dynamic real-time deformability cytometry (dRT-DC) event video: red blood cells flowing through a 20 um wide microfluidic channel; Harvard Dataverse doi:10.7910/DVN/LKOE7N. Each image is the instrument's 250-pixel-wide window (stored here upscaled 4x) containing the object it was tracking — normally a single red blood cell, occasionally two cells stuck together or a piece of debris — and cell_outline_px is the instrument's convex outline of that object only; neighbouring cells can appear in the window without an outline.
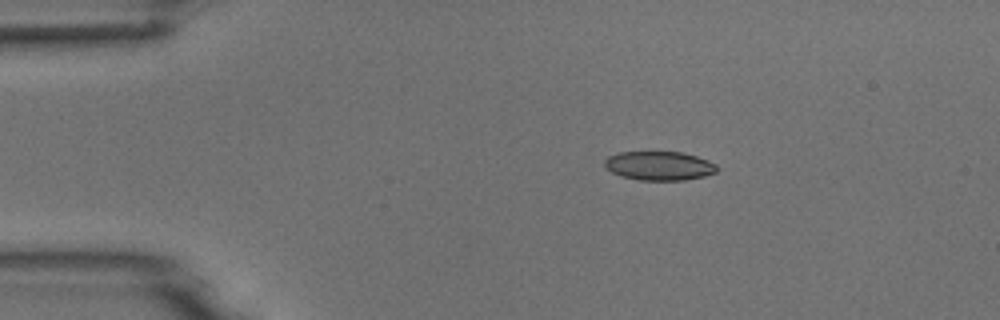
{"species": "common noctule bat (a hibernating species)", "species_latin": "Nyctalus noctula", "temperature_condition": "room temperature", "stored_images_in_passage": 9, "camera_frame_rate_fps": 3000, "um_per_image_px": 0.085, "animal": {"sex": "male", "body_mass_g": 18.8}, "frame": {"image": 1, "passage_image": 2, "time_ms": 0.333, "image_size_px": [1000, 320], "cell_outline_px": [[720, 168], [716, 172], [704, 176], [684, 180], [640, 180], [620, 176], [612, 172], [604, 164], [604, 160], [608, 156], [620, 152], [684, 152], [708, 160], [716, 164]], "centroid_in_image_um": [56.06, 14.09], "position_along_channel_um": 28.9, "area_um2": 19.02}}
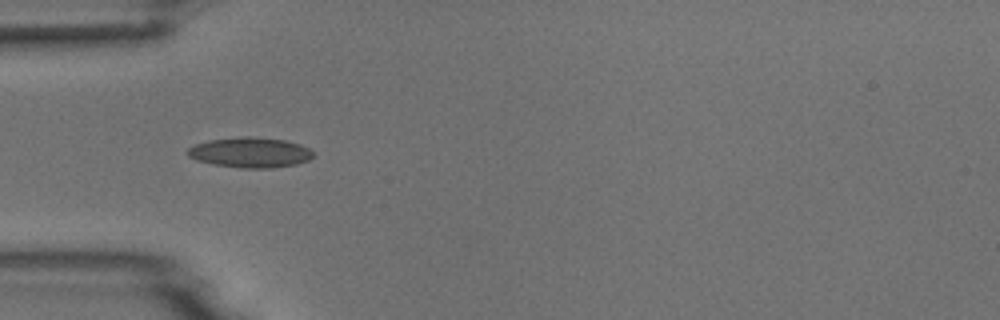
{"frame": {"image": 2, "passage_image": 4, "time_ms": 1.0, "image_size_px": [1000, 320], "cell_outline_px": [[316, 152], [308, 160], [296, 164], [272, 168], [240, 168], [212, 164], [196, 160], [188, 156], [184, 152], [188, 148], [196, 144], [208, 140], [244, 136], [248, 136], [288, 140], [300, 144]], "centroid_in_image_um": [21.25, 12.96], "position_along_channel_um": 63.7, "area_um2": 22.37}}